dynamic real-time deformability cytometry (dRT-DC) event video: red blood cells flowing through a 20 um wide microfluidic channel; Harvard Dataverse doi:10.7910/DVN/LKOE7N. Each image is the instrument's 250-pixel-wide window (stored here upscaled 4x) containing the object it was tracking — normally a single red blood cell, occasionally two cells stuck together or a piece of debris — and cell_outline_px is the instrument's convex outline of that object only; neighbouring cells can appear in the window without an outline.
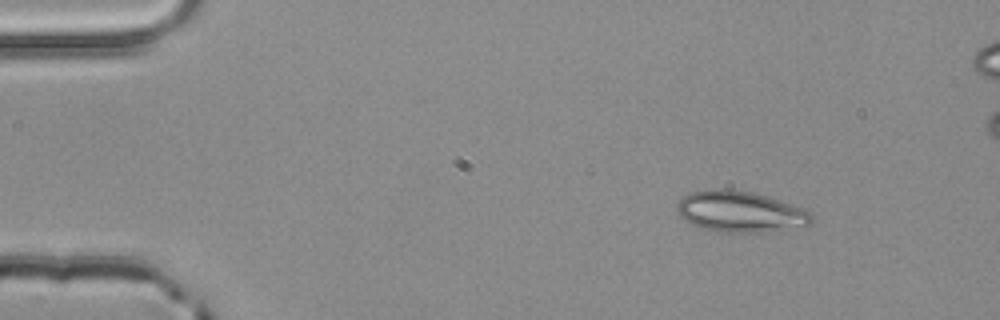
{"species": "common noctule bat (a hibernating species)", "species_latin": "Nyctalus noctula", "temperature_condition": "room temperature", "stored_images_in_passage": 4, "camera_frame_rate_fps": 3000, "um_per_image_px": 0.085, "animal": {"sex": "male", "body_mass_g": 20.4}, "frame": {"image": 1, "passage_image": 1, "time_ms": 0.0, "image_size_px": [1000, 320], "cell_outline_px": [[816, 220], [808, 224], [760, 232], [720, 232], [704, 228], [692, 224], [684, 220], [676, 212], [676, 204], [688, 192], [708, 188], [724, 188], [752, 192], [768, 196], [812, 212]], "centroid_in_image_um": [62.86, 17.96], "position_along_channel_um": 22.1, "area_um2": 32.14}}